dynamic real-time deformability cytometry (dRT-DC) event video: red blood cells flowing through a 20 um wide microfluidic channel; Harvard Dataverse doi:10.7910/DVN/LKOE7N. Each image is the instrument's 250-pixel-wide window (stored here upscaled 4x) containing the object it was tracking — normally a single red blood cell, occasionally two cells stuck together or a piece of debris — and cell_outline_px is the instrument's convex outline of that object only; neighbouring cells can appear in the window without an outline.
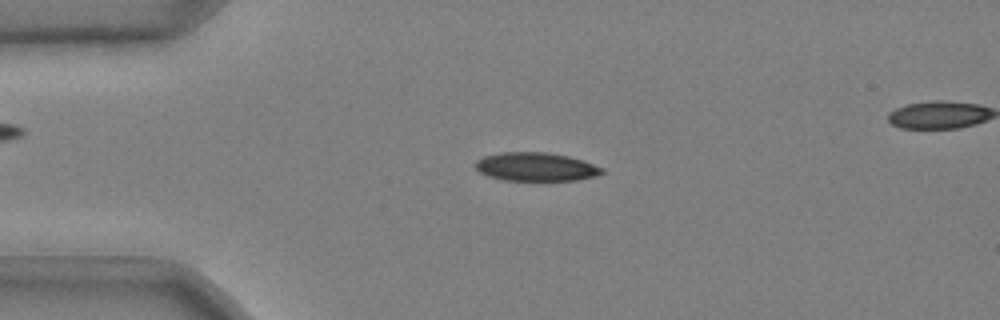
{"species": "common noctule bat (a hibernating species)", "species_latin": "Nyctalus noctula", "temperature_condition": "cold", "stored_images_in_passage": 51, "camera_frame_rate_fps": 3000, "um_per_image_px": 0.085, "animal": {"sex": "male", "body_mass_g": 20.4}, "frame": {"image": 1, "passage_image": 12, "time_ms": 3.667, "image_size_px": [1000, 320], "cell_outline_px": [[604, 172], [596, 176], [576, 180], [504, 180], [488, 176], [480, 172], [476, 168], [476, 160], [484, 156], [500, 152], [548, 152], [568, 156], [604, 168]], "centroid_in_image_um": [45.54, 14.17], "position_along_channel_um": 39.5, "area_um2": 20.92}}
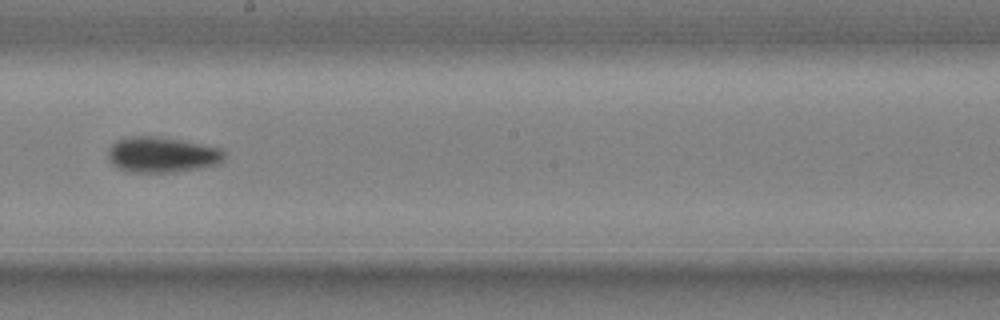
{"frame": {"image": 2, "passage_image": 30, "time_ms": 9.667, "image_size_px": [1000, 320], "cell_outline_px": [[224, 160], [216, 164], [196, 168], [172, 172], [128, 172], [112, 164], [108, 156], [108, 148], [116, 140], [128, 136], [160, 136], [220, 148], [224, 152]], "centroid_in_image_um": [13.72, 13.14], "position_along_channel_um": 234.5, "area_um2": 23.93}}
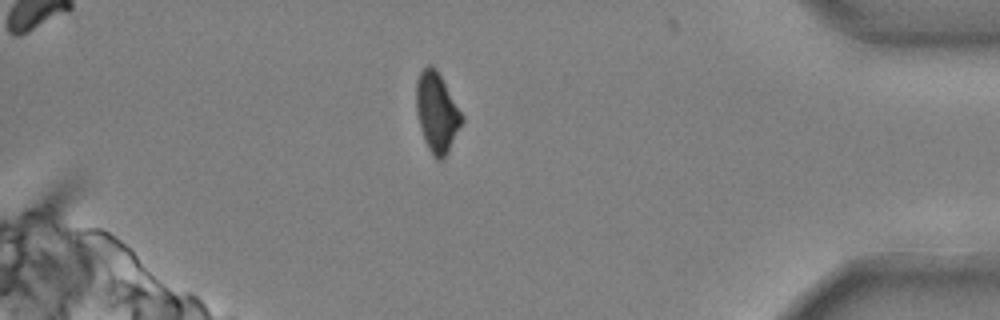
{"frame": {"image": 3, "passage_image": 46, "time_ms": 15.0, "image_size_px": [1000, 320], "cell_outline_px": [[464, 120], [444, 160], [436, 160], [432, 156], [424, 140], [420, 128], [416, 112], [416, 80], [420, 72], [428, 64], [432, 64], [436, 68], [464, 116]], "centroid_in_image_um": [37.13, 9.56], "position_along_channel_um": 398.1, "area_um2": 21.44}, "authors_computed_cell_mechanics": {"area_um2": 22.3686, "velocity_mm_per_s": 3.6929, "shape_relaxation_time_tau1_ms": 3.3216, "shape_relaxation_time_tau2_ms": null, "deformation_change_tau1": 0.1355, "deformation_change_tau2": null}}